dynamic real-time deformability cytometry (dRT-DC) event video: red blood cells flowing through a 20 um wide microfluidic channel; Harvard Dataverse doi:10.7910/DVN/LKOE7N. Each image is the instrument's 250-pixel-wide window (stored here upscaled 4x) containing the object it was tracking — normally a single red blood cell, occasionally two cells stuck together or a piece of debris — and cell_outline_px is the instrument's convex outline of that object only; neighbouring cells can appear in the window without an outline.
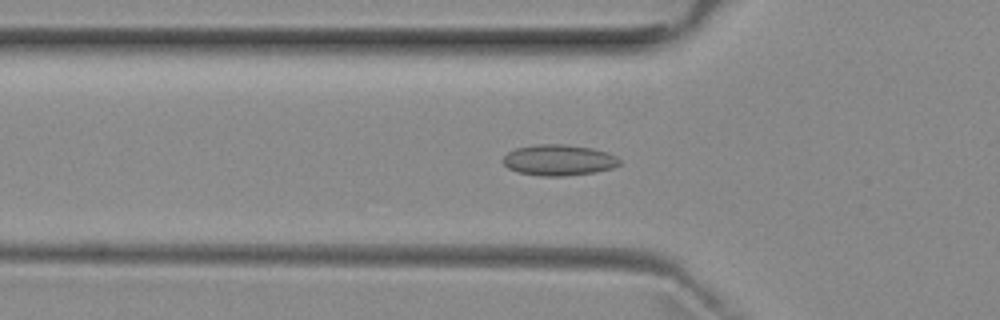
{"species": "common noctule bat (a hibernating species)", "species_latin": "Nyctalus noctula", "temperature_condition": "room temperature", "stored_images_in_passage": 45, "camera_frame_rate_fps": 3000, "um_per_image_px": 0.085, "animal": {"sex": "female", "body_mass_g": 29.2, "forearm_length_mm": 56.3}, "frame": {"image": 1, "passage_image": 9, "time_ms": 2.667, "image_size_px": [1000, 320], "cell_outline_px": [[620, 164], [612, 168], [596, 172], [564, 176], [540, 176], [520, 172], [508, 168], [500, 160], [508, 152], [516, 148], [536, 144], [564, 144], [592, 148], [608, 152], [616, 156], [620, 160]], "centroid_in_image_um": [47.49, 13.6], "position_along_channel_um": 78.3, "area_um2": 21.1}}
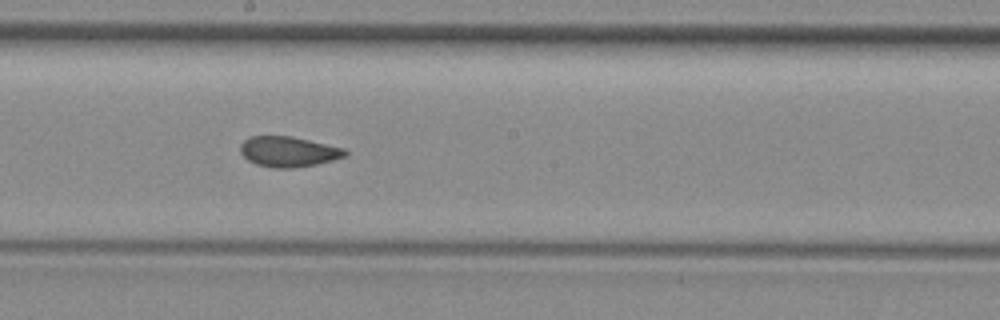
{"frame": {"image": 2, "passage_image": 20, "time_ms": 6.333, "image_size_px": [1000, 320], "cell_outline_px": [[348, 152], [344, 156], [332, 160], [316, 164], [292, 168], [272, 168], [256, 164], [248, 160], [240, 152], [240, 144], [248, 136], [292, 136], [344, 148]], "centroid_in_image_um": [24.48, 12.88], "position_along_channel_um": 223.7, "area_um2": 18.5}}
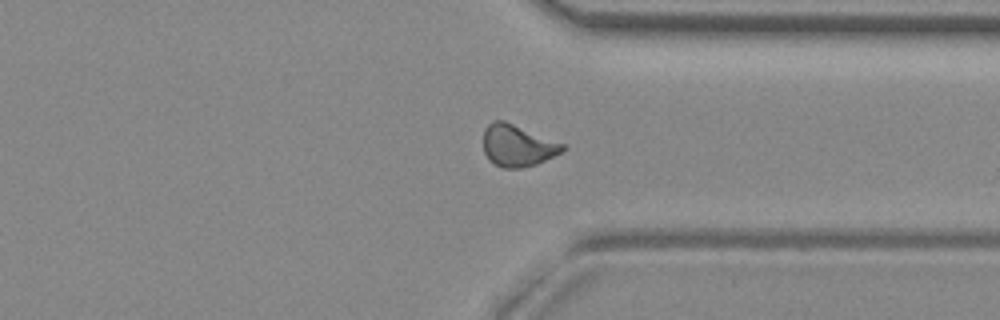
{"frame": {"image": 3, "passage_image": 31, "time_ms": 10.0, "image_size_px": [1000, 320], "cell_outline_px": [[568, 148], [536, 164], [520, 168], [500, 168], [488, 160], [484, 152], [484, 128], [492, 120], [504, 120], [564, 144]], "centroid_in_image_um": [43.95, 12.37], "position_along_channel_um": 367.4, "area_um2": 19.25}, "authors_computed_cell_mechanics": {"area_um2": 18.785, "velocity_mm_per_s": 3.9525, "shape_relaxation_time_tau1_ms": null, "shape_relaxation_time_tau2_ms": 1.8447, "deformation_change_tau1": null, "deformation_change_tau2": 0.0713}}